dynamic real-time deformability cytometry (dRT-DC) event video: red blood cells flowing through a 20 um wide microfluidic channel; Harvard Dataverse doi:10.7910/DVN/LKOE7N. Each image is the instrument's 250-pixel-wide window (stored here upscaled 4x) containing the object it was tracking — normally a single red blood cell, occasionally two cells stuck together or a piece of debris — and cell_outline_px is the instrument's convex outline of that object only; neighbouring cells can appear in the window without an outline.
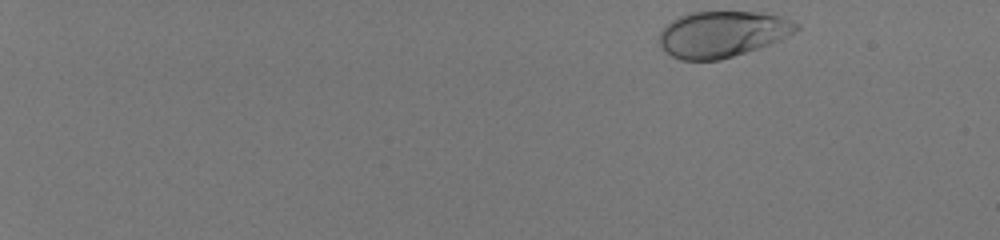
{"species": "human", "species_latin": "Homo sapiens", "temperature_condition": "room temperature", "stored_images_in_passage": 49, "camera_frame_rate_fps": 3000, "um_per_image_px": 0.085, "donor": {"sex": "male"}, "frame": {"image": 1, "passage_image": 1, "time_ms": 0.0, "image_size_px": [1000, 240], "cell_outline_px": [[800, 28], [768, 44], [720, 60], [680, 60], [664, 52], [660, 44], [660, 32], [672, 20], [688, 12], [760, 12], [780, 16], [792, 20], [800, 24]], "centroid_in_image_um": [61.36, 2.89], "position_along_channel_um": 23.6, "area_um2": 36.36}}
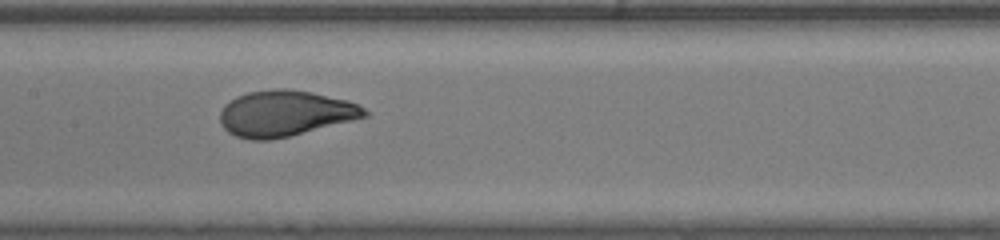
{"frame": {"image": 2, "passage_image": 27, "time_ms": 8.667, "image_size_px": [1000, 240], "cell_outline_px": [[368, 116], [272, 140], [248, 140], [236, 136], [228, 132], [220, 124], [220, 112], [224, 104], [236, 96], [248, 92], [276, 88], [284, 88], [312, 92], [348, 100], [364, 108], [368, 112]], "centroid_in_image_um": [24.19, 9.63], "position_along_channel_um": 183.2, "area_um2": 38.55}}
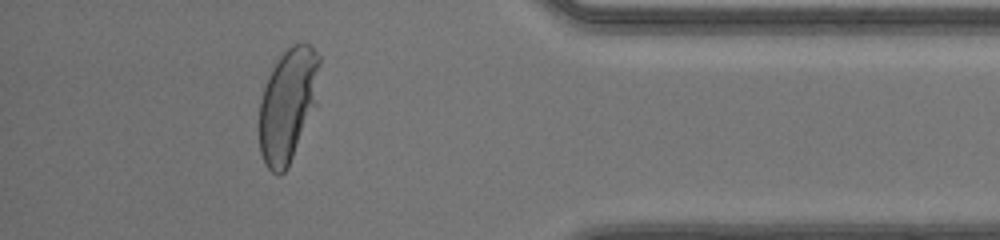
{"frame": {"image": 3, "passage_image": 45, "time_ms": 14.667, "image_size_px": [1000, 240], "cell_outline_px": [[320, 64], [316, 104], [288, 168], [280, 176], [272, 172], [264, 164], [260, 152], [260, 100], [268, 76], [272, 68], [280, 56], [292, 44], [308, 44], [320, 56]], "centroid_in_image_um": [24.47, 8.94], "position_along_channel_um": 410.7, "area_um2": 39.71}, "authors_computed_cell_mechanics": {"area_um2": 38.0902, "velocity_mm_per_s": 4.1113, "shape_relaxation_time_tau1_ms": 2.9827, "shape_relaxation_time_tau2_ms": null, "deformation_change_tau1": 0.1794, "deformation_change_tau2": null}}